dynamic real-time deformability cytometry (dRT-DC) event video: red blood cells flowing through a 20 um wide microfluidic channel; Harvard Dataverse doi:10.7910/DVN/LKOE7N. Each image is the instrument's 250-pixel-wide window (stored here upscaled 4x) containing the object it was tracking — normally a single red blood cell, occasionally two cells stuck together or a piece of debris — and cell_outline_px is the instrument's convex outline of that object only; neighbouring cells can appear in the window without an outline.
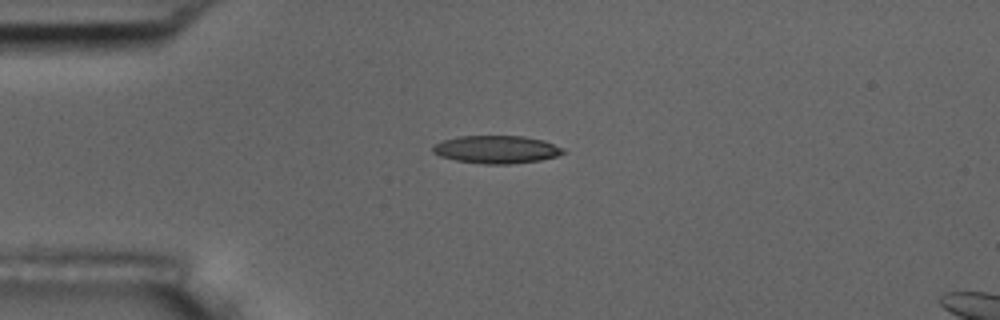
{"species": "common noctule bat (a hibernating species)", "species_latin": "Nyctalus noctula", "temperature_condition": "room temperature", "stored_images_in_passage": 42, "camera_frame_rate_fps": 3000, "um_per_image_px": 0.085, "animal": {"sex": "male", "body_mass_g": 17.5, "forearm_length_mm": 52.3}, "frame": {"image": 1, "passage_image": 1, "time_ms": 0.0, "image_size_px": [1000, 320], "cell_outline_px": [[564, 152], [556, 156], [540, 160], [508, 164], [484, 164], [456, 160], [440, 156], [432, 152], [432, 144], [456, 136], [524, 136], [544, 140], [564, 148]], "centroid_in_image_um": [42.17, 12.69], "position_along_channel_um": 42.8, "area_um2": 21.15}}
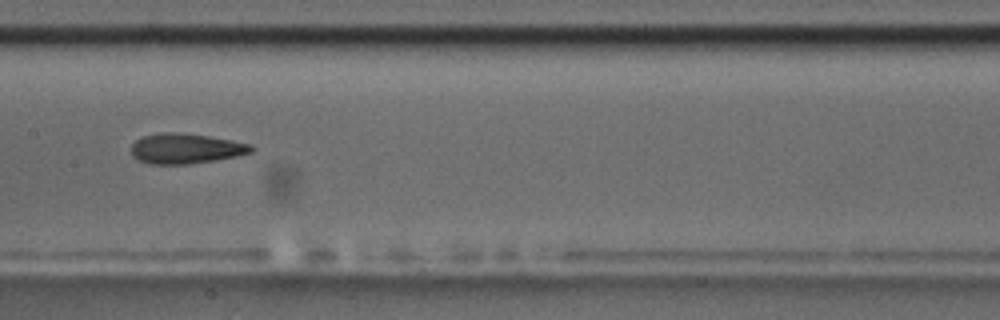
{"frame": {"image": 2, "passage_image": 15, "time_ms": 4.667, "image_size_px": [1000, 320], "cell_outline_px": [[256, 148], [252, 152], [236, 156], [216, 160], [188, 164], [148, 164], [132, 156], [132, 144], [136, 140], [144, 136], [160, 132], [176, 132], [208, 136], [232, 140], [252, 144]], "centroid_in_image_um": [15.81, 12.62], "position_along_channel_um": 191.6, "area_um2": 21.15}}
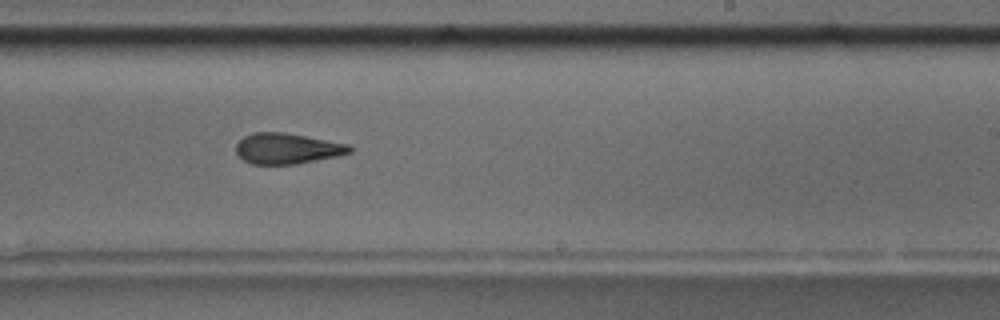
{"frame": {"image": 3, "passage_image": 21, "time_ms": 6.667, "image_size_px": [1000, 320], "cell_outline_px": [[352, 152], [336, 156], [296, 164], [252, 164], [244, 160], [236, 152], [236, 144], [244, 136], [252, 132], [284, 132], [348, 144], [352, 148]], "centroid_in_image_um": [24.39, 12.62], "position_along_channel_um": 264.6, "area_um2": 20.17}, "authors_computed_cell_mechanics": {"area_um2": 21.1259, "velocity_mm_per_s": 3.6615, "shape_relaxation_time_tau1_ms": null, "shape_relaxation_time_tau2_ms": 2.8954, "deformation_change_tau1": null, "deformation_change_tau2": 0.1141}}